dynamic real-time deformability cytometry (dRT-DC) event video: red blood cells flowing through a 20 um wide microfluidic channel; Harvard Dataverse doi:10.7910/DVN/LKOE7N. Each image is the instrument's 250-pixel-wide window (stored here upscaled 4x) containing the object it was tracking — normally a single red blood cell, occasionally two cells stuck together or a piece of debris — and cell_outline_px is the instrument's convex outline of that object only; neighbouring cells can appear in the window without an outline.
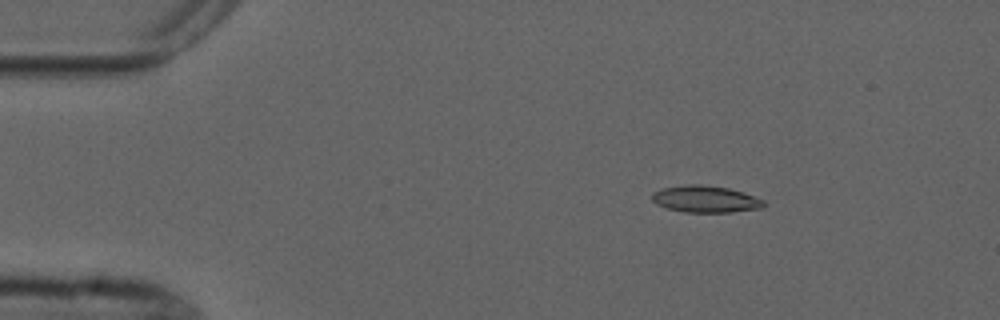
{"species": "common noctule bat (a hibernating species)", "species_latin": "Nyctalus noctula", "temperature_condition": "cold", "stored_images_in_passage": 5, "camera_frame_rate_fps": 3000, "um_per_image_px": 0.085, "animal": {"sex": "male", "forearm_length_mm": 52.5}, "frame": {"image": 1, "passage_image": 3, "time_ms": 2.333, "image_size_px": [1000, 320], "cell_outline_px": [[764, 208], [732, 212], [684, 212], [668, 208], [656, 204], [652, 200], [652, 192], [664, 188], [688, 184], [700, 184], [728, 188], [744, 192], [764, 200]], "centroid_in_image_um": [59.98, 16.92], "position_along_channel_um": 25.0, "area_um2": 17.46}}